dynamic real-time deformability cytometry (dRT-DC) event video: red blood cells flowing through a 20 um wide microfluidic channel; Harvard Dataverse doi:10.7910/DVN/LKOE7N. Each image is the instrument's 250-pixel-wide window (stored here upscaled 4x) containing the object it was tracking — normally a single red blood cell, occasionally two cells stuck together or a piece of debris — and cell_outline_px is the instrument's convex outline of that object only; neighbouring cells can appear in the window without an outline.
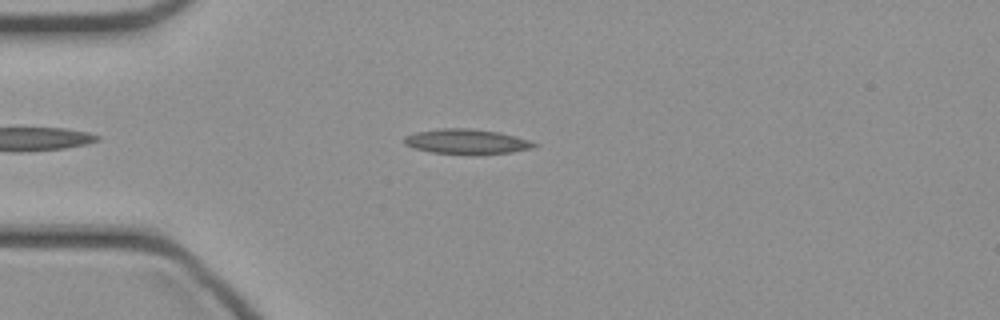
{"species": "common noctule bat (a hibernating species)", "species_latin": "Nyctalus noctula", "temperature_condition": "cold", "stored_images_in_passage": 23, "camera_frame_rate_fps": 3000, "um_per_image_px": 0.085, "animal": {"sex": "female", "body_mass_g": 21.9}, "frame": {"image": 1, "passage_image": 6, "time_ms": 1.667, "image_size_px": [1000, 320], "cell_outline_px": [[540, 144], [532, 148], [512, 152], [472, 156], [432, 152], [412, 148], [404, 144], [404, 136], [416, 132], [440, 128], [468, 128], [500, 132], [516, 136]], "centroid_in_image_um": [39.66, 12.05], "position_along_channel_um": 45.3, "area_um2": 19.36}}
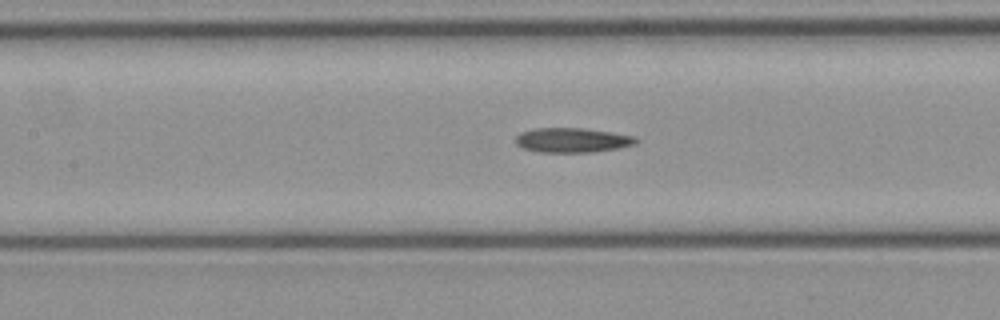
{"frame": {"image": 2, "passage_image": 15, "time_ms": 4.667, "image_size_px": [1000, 320], "cell_outline_px": [[640, 140], [636, 144], [616, 148], [592, 152], [540, 152], [524, 148], [516, 144], [516, 136], [520, 132], [532, 128], [584, 128], [636, 136]], "centroid_in_image_um": [48.65, 11.9], "position_along_channel_um": 158.7, "area_um2": 17.28}}
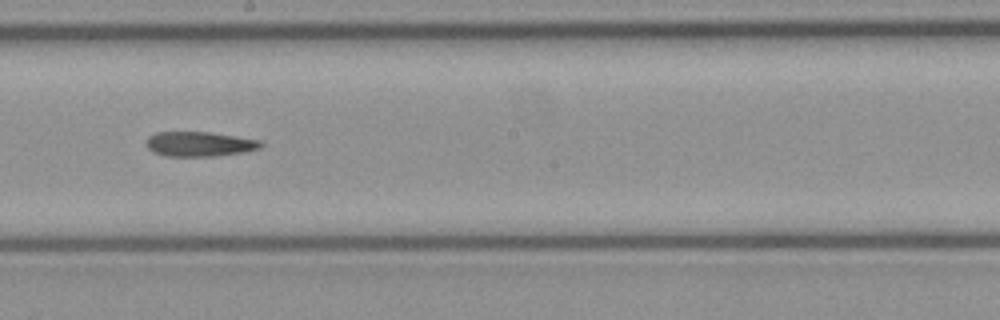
{"frame": {"image": 3, "passage_image": 20, "time_ms": 6.333, "image_size_px": [1000, 320], "cell_outline_px": [[264, 144], [260, 148], [244, 152], [216, 156], [164, 156], [152, 152], [144, 144], [148, 136], [156, 132], [208, 132], [264, 140]], "centroid_in_image_um": [16.96, 12.24], "position_along_channel_um": 231.2, "area_um2": 16.82}}